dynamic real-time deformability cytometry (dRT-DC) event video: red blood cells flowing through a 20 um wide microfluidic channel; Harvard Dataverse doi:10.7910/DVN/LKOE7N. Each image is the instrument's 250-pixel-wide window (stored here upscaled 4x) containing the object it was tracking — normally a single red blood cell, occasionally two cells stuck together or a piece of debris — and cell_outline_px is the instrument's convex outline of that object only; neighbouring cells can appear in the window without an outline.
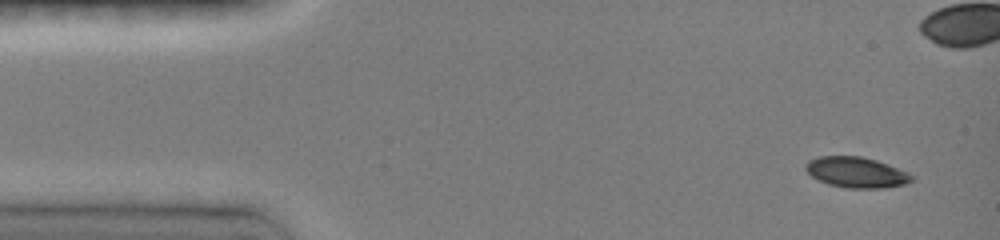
{"species": "common noctule bat (a hibernating species)", "species_latin": "Nyctalus noctula", "temperature_condition": "room temperature", "stored_images_in_passage": 19, "camera_frame_rate_fps": 3000, "um_per_image_px": 0.085, "animal": {"sex": "female", "body_mass_g": 19.0, "forearm_length_mm": 51.5}, "frame": {"image": 1, "passage_image": 1, "time_ms": 0.0, "image_size_px": [1000, 240], "cell_outline_px": [[912, 180], [904, 184], [884, 188], [844, 188], [828, 184], [812, 176], [804, 168], [804, 164], [808, 160], [820, 156], [860, 156], [876, 160], [908, 172], [912, 176]], "centroid_in_image_um": [72.75, 14.65], "position_along_channel_um": 12.2, "area_um2": 18.84}}
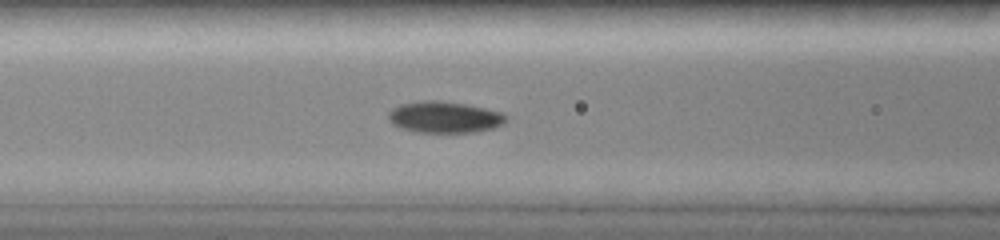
{"frame": {"image": 2, "passage_image": 9, "time_ms": 5.333, "image_size_px": [1000, 240], "cell_outline_px": [[504, 124], [492, 128], [472, 132], [416, 132], [392, 124], [388, 120], [388, 112], [392, 108], [400, 104], [424, 100], [440, 100], [464, 104], [484, 108], [500, 112], [504, 116]], "centroid_in_image_um": [37.71, 9.95], "position_along_channel_um": 128.9, "area_um2": 21.27}}